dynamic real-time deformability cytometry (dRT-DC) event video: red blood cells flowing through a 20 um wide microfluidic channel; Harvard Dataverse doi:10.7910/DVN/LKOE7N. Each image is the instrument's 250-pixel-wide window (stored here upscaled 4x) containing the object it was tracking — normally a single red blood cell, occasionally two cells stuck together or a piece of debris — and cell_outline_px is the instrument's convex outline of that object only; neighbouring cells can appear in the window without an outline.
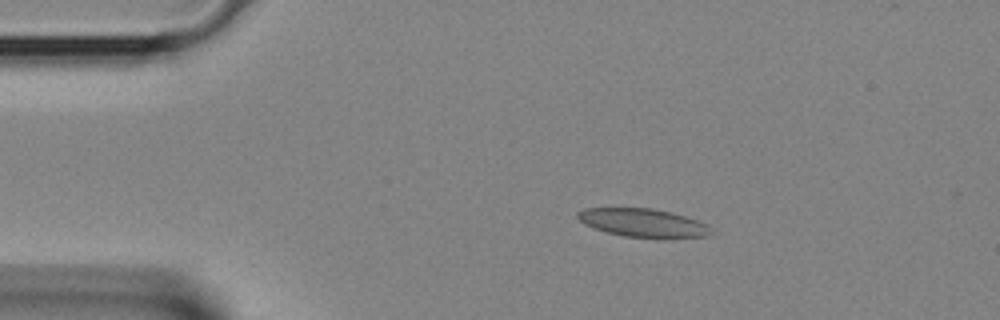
{"species": "Egyptian fruit bat (a non-hibernating species)", "species_latin": "Rousettus aegyptiacus", "temperature_condition": "room temperature", "stored_images_in_passage": 20, "camera_frame_rate_fps": 3000, "um_per_image_px": 0.085, "animal": {"sex": "female"}, "frame": {"image": 1, "passage_image": 6, "time_ms": 1.667, "image_size_px": [1000, 320], "cell_outline_px": [[712, 232], [708, 236], [624, 236], [608, 232], [584, 224], [576, 216], [576, 212], [584, 208], [652, 208], [672, 212], [708, 224]], "centroid_in_image_um": [54.61, 18.9], "position_along_channel_um": 30.4, "area_um2": 21.33}}
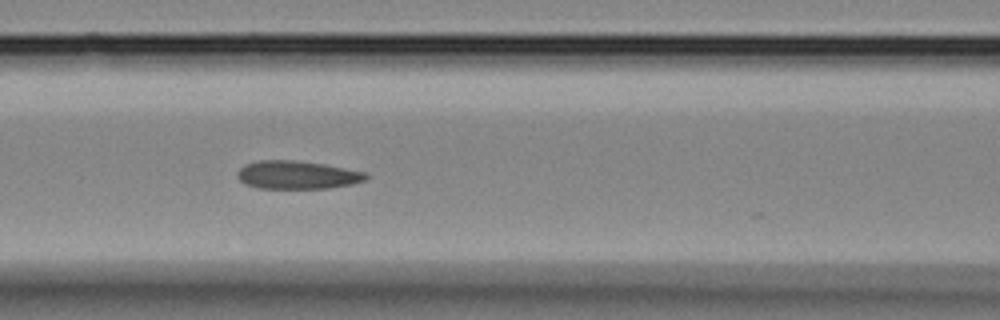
{"frame": {"image": 2, "passage_image": 15, "time_ms": 4.667, "image_size_px": [1000, 320], "cell_outline_px": [[368, 176], [364, 180], [352, 184], [328, 188], [260, 188], [244, 184], [236, 176], [236, 172], [244, 164], [260, 160], [296, 160], [324, 164], [364, 172]], "centroid_in_image_um": [25.2, 14.86], "position_along_channel_um": 141.4, "area_um2": 21.04}}
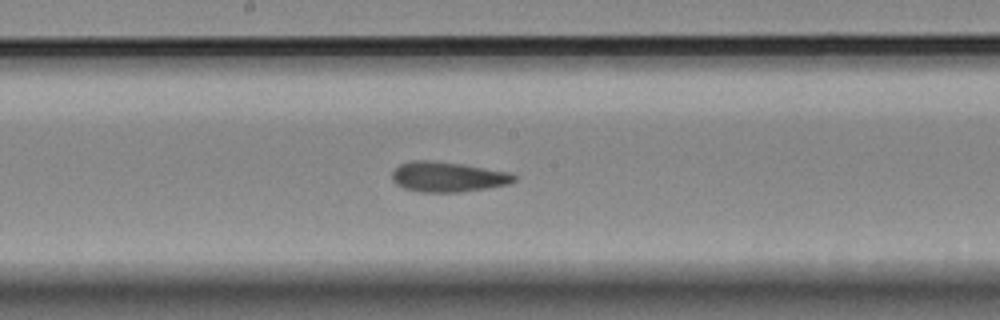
{"frame": {"image": 3, "passage_image": 19, "time_ms": 6.0, "image_size_px": [1000, 320], "cell_outline_px": [[516, 180], [508, 184], [460, 192], [420, 192], [404, 188], [396, 184], [392, 180], [392, 172], [400, 164], [412, 160], [432, 160], [464, 164], [508, 172], [516, 176]], "centroid_in_image_um": [38.03, 15.02], "position_along_channel_um": 210.2, "area_um2": 21.39}}